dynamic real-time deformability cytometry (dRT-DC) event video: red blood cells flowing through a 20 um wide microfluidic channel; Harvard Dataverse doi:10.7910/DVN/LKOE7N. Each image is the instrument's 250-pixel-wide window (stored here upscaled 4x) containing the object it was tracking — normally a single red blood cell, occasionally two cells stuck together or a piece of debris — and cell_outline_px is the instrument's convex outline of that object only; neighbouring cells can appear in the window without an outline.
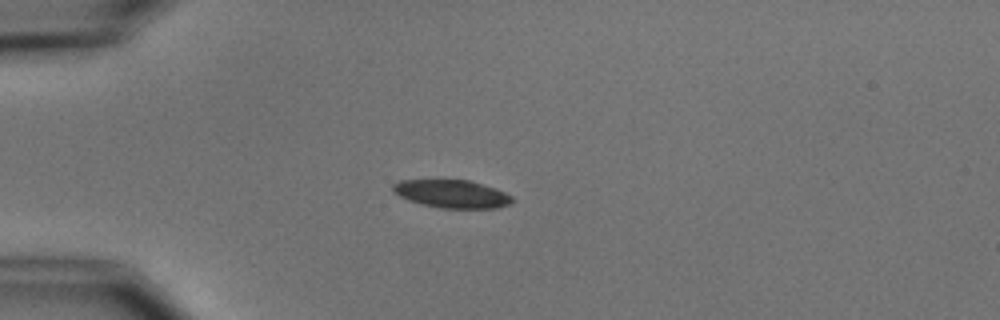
{"species": "common noctule bat (a hibernating species)", "species_latin": "Nyctalus noctula", "temperature_condition": "cold", "stored_images_in_passage": 9, "camera_frame_rate_fps": 3000, "um_per_image_px": 0.085, "animal": {"sex": "male", "body_mass_g": 15.6}, "frame": {"image": 1, "passage_image": 4, "time_ms": 3.667, "image_size_px": [1000, 320], "cell_outline_px": [[516, 200], [512, 204], [496, 208], [440, 208], [408, 200], [392, 192], [392, 184], [400, 180], [468, 180], [496, 188], [512, 196]], "centroid_in_image_um": [38.44, 16.48], "position_along_channel_um": 46.6, "area_um2": 19.54}}
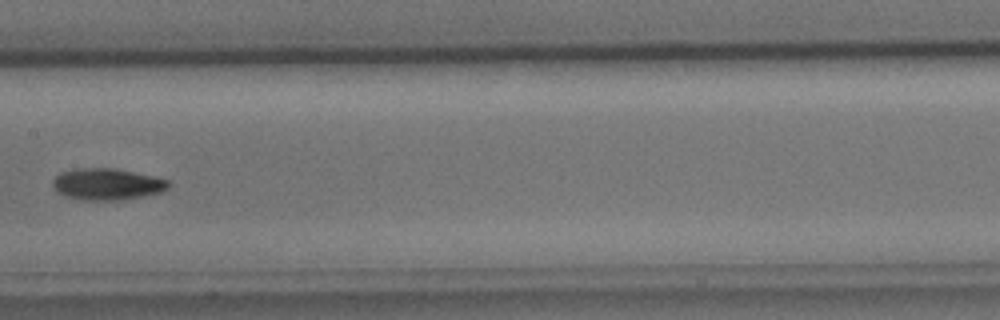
{"frame": {"image": 2, "passage_image": 8, "time_ms": 8.333, "image_size_px": [1000, 320], "cell_outline_px": [[168, 188], [160, 192], [124, 200], [84, 200], [64, 196], [56, 192], [52, 188], [52, 180], [60, 172], [76, 168], [112, 168], [156, 176], [168, 180]], "centroid_in_image_um": [9.05, 15.65], "position_along_channel_um": 198.3, "area_um2": 21.44}}
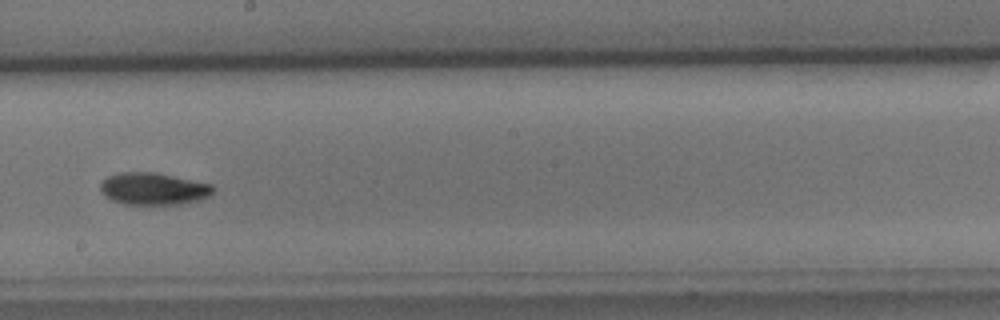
{"frame": {"image": 3, "passage_image": 9, "time_ms": 9.333, "image_size_px": [1000, 320], "cell_outline_px": [[212, 192], [208, 196], [200, 200], [180, 204], [124, 204], [112, 200], [104, 196], [100, 192], [100, 184], [108, 176], [120, 172], [156, 172], [212, 184]], "centroid_in_image_um": [13.01, 16.04], "position_along_channel_um": 235.2, "area_um2": 21.1}}